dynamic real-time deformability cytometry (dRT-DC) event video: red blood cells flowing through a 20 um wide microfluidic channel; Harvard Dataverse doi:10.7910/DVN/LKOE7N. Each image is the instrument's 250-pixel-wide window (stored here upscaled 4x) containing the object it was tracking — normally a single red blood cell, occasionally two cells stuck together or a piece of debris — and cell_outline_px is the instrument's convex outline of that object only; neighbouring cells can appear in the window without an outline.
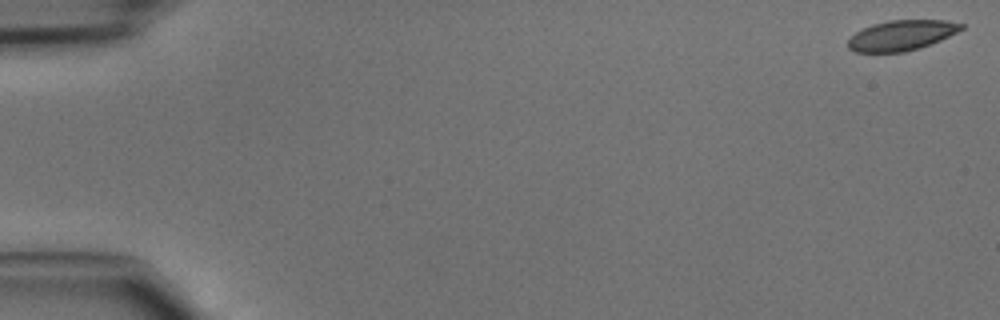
{"species": "common noctule bat (a hibernating species)", "species_latin": "Nyctalus noctula", "temperature_condition": "cold", "stored_images_in_passage": 47, "camera_frame_rate_fps": 3000, "um_per_image_px": 0.085, "animal": {"sex": "male", "body_mass_g": 15.6}, "frame": {"image": 1, "passage_image": 1, "time_ms": 0.0, "image_size_px": [1000, 320], "cell_outline_px": [[964, 28], [940, 40], [904, 52], [856, 52], [848, 48], [848, 40], [856, 32], [872, 24], [888, 20], [944, 20], [964, 24]], "centroid_in_image_um": [76.61, 2.99], "position_along_channel_um": 8.4, "area_um2": 19.65}}
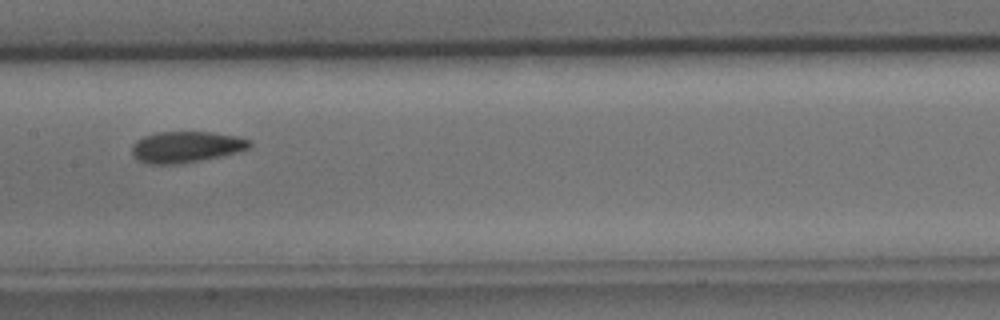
{"frame": {"image": 2, "passage_image": 24, "time_ms": 7.667, "image_size_px": [1000, 320], "cell_outline_px": [[252, 144], [248, 148], [236, 152], [220, 156], [180, 164], [148, 164], [136, 160], [132, 156], [132, 144], [136, 140], [144, 136], [156, 132], [208, 132], [236, 136], [252, 140]], "centroid_in_image_um": [15.77, 12.49], "position_along_channel_um": 191.6, "area_um2": 21.44}}
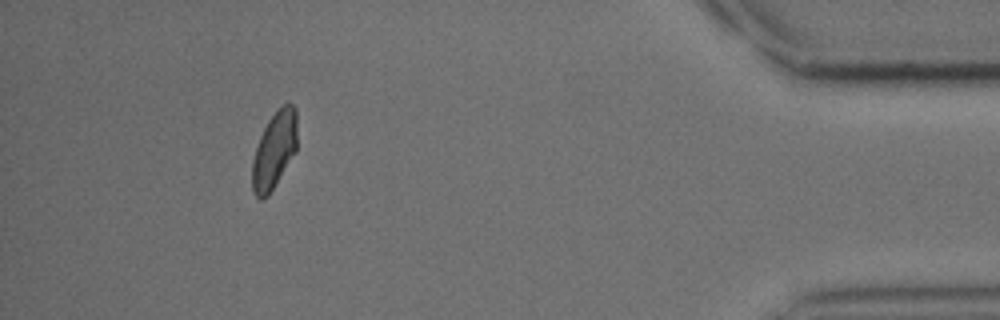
{"frame": {"image": 3, "passage_image": 43, "time_ms": 14.0, "image_size_px": [1000, 320], "cell_outline_px": [[296, 152], [268, 196], [264, 200], [260, 200], [252, 192], [252, 160], [260, 136], [268, 120], [288, 100], [296, 108]], "centroid_in_image_um": [23.31, 12.79], "position_along_channel_um": 411.9, "area_um2": 20.17}}